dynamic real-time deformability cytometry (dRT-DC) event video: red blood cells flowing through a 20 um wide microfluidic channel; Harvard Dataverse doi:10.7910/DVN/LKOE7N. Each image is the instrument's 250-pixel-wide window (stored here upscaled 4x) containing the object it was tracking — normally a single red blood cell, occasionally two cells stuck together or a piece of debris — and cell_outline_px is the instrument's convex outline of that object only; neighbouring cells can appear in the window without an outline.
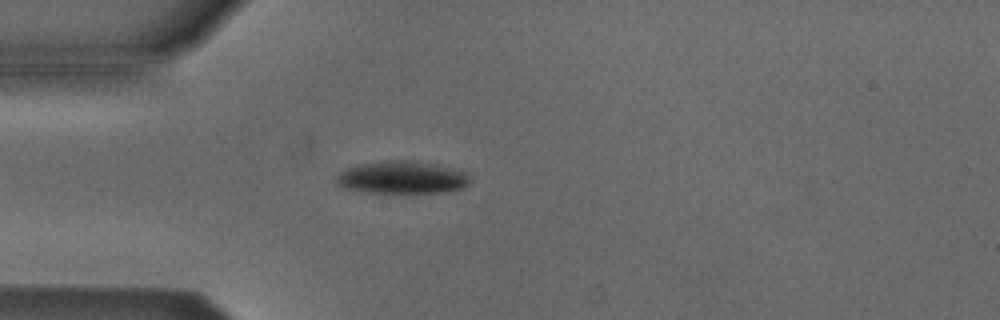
{"species": "Egyptian fruit bat (a non-hibernating species)", "species_latin": "Rousettus aegyptiacus", "temperature_condition": "cold", "stored_images_in_passage": 45, "camera_frame_rate_fps": 3000, "um_per_image_px": 0.085, "animal": {"sex": "male"}, "frame": {"image": 1, "passage_image": 10, "time_ms": 3.0, "image_size_px": [1000, 320], "cell_outline_px": [[468, 184], [464, 188], [448, 192], [368, 192], [344, 188], [336, 184], [336, 176], [340, 172], [348, 168], [360, 164], [388, 160], [412, 160], [436, 164], [468, 172]], "centroid_in_image_um": [34.19, 15.07], "position_along_channel_um": 50.8, "area_um2": 25.32}}
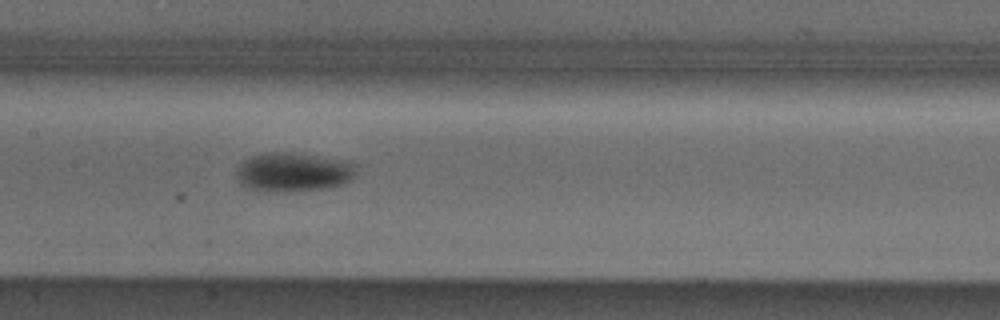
{"frame": {"image": 2, "passage_image": 21, "time_ms": 6.667, "image_size_px": [1000, 320], "cell_outline_px": [[356, 172], [352, 180], [344, 184], [324, 188], [276, 192], [248, 188], [240, 184], [236, 176], [236, 172], [240, 164], [244, 160], [252, 156], [272, 152], [292, 152], [348, 160], [356, 164]], "centroid_in_image_um": [24.97, 14.61], "position_along_channel_um": 182.4, "area_um2": 27.4}}
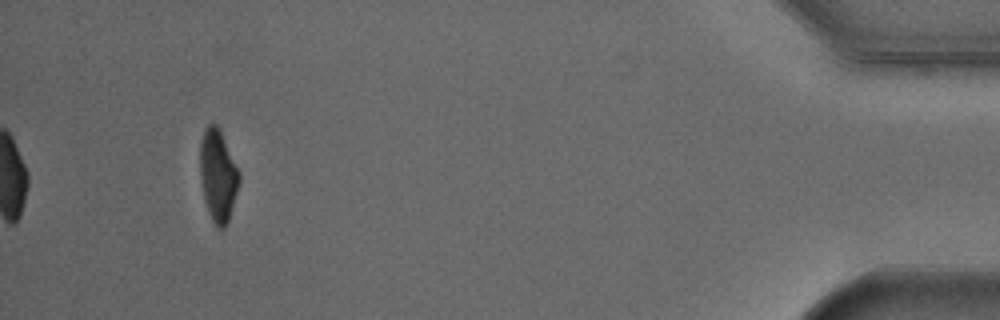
{"frame": {"image": 3, "passage_image": 45, "time_ms": 14.667, "image_size_px": [1000, 320], "cell_outline_px": [[240, 180], [228, 220], [224, 228], [216, 228], [208, 212], [204, 200], [200, 176], [200, 140], [204, 128], [212, 120], [220, 128], [240, 172]], "centroid_in_image_um": [18.51, 14.85], "position_along_channel_um": 416.7, "area_um2": 21.21}, "authors_computed_cell_mechanics": {"area_um2": 24.7962, "velocity_mm_per_s": 3.8537, "shape_relaxation_time_tau1_ms": 2.6196, "shape_relaxation_time_tau2_ms": null, "deformation_change_tau1": 0.1215, "deformation_change_tau2": null}}